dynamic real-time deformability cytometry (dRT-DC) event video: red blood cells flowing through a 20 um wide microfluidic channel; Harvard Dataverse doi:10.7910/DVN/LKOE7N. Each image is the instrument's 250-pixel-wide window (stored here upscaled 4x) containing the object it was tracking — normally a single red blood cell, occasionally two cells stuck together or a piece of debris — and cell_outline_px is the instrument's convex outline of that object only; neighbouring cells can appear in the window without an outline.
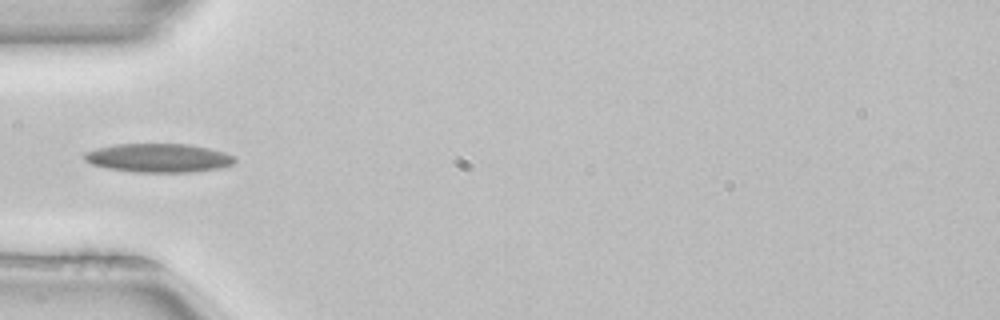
{"species": "common noctule bat (a hibernating species)", "species_latin": "Nyctalus noctula", "temperature_condition": "room temperature", "stored_images_in_passage": 36, "camera_frame_rate_fps": 3000, "um_per_image_px": 0.085, "animal": {"sex": "female", "body_mass_g": 22.7, "forearm_length_mm": 54.2}, "frame": {"image": 1, "passage_image": 1, "time_ms": 0.0, "image_size_px": [1000, 320], "cell_outline_px": [[236, 160], [232, 164], [220, 168], [192, 172], [136, 172], [108, 168], [92, 164], [84, 160], [84, 152], [96, 148], [116, 144], [188, 144], [208, 148], [224, 152], [236, 156]], "centroid_in_image_um": [13.48, 13.42], "position_along_channel_um": 71.5, "area_um2": 25.2}}
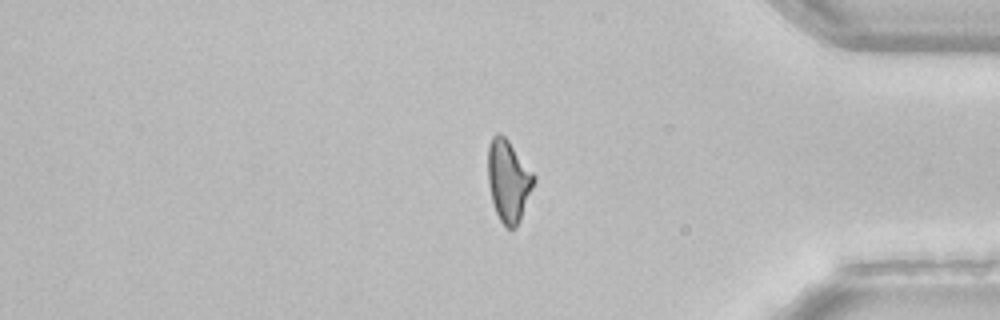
{"frame": {"image": 2, "passage_image": 27, "time_ms": 8.667, "image_size_px": [1000, 320], "cell_outline_px": [[536, 180], [520, 220], [516, 228], [504, 228], [496, 212], [492, 200], [488, 184], [488, 144], [492, 136], [496, 132], [500, 132], [508, 140], [536, 176]], "centroid_in_image_um": [43.21, 15.36], "position_along_channel_um": 392.0, "area_um2": 22.02}}
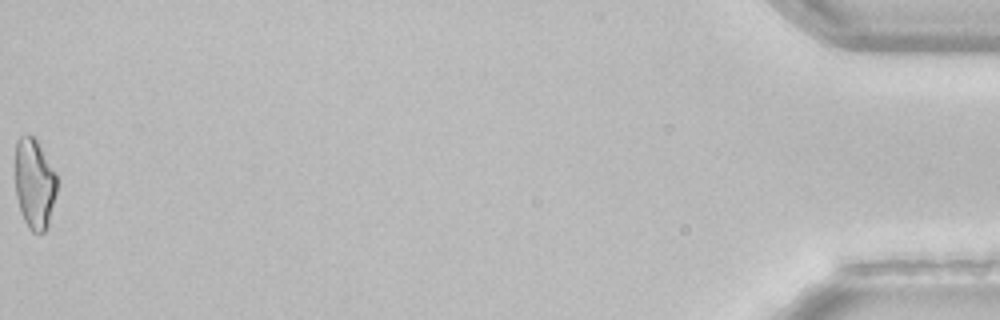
{"frame": {"image": 3, "passage_image": 36, "time_ms": 11.667, "image_size_px": [1000, 320], "cell_outline_px": [[56, 192], [48, 228], [44, 232], [32, 232], [28, 228], [20, 212], [16, 196], [16, 140], [20, 136], [32, 136], [36, 140], [56, 172]], "centroid_in_image_um": [2.93, 15.66], "position_along_channel_um": 432.3, "area_um2": 21.85}}